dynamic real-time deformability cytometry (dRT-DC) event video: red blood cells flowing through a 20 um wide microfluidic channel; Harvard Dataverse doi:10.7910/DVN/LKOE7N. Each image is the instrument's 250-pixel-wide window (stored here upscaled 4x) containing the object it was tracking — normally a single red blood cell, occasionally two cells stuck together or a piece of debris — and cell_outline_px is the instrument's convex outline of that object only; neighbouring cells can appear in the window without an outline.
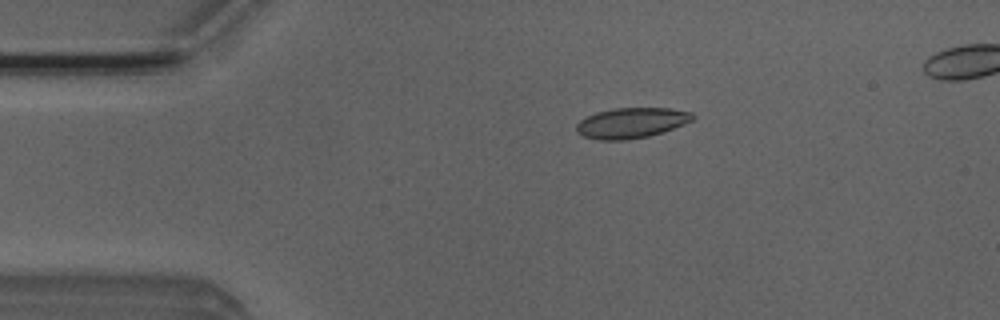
{"species": "Egyptian fruit bat (a non-hibernating species)", "species_latin": "Rousettus aegyptiacus", "temperature_condition": "room temperature", "stored_images_in_passage": 4, "camera_frame_rate_fps": 3000, "um_per_image_px": 0.085, "animal": {"sex": "male"}, "frame": {"image": 1, "passage_image": 2, "time_ms": 0.333, "image_size_px": [1000, 320], "cell_outline_px": [[696, 116], [692, 120], [684, 124], [648, 136], [624, 140], [600, 140], [584, 136], [576, 132], [576, 124], [580, 120], [596, 112], [616, 108], [668, 108], [692, 112]], "centroid_in_image_um": [53.65, 10.44], "position_along_channel_um": 31.3, "area_um2": 20.4}}